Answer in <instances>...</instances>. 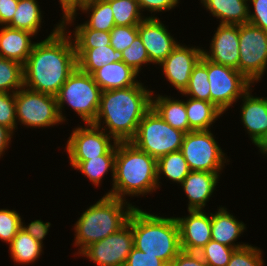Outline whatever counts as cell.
<instances>
[{"instance_id":"1","label":"cell","mask_w":267,"mask_h":266,"mask_svg":"<svg viewBox=\"0 0 267 266\" xmlns=\"http://www.w3.org/2000/svg\"><path fill=\"white\" fill-rule=\"evenodd\" d=\"M68 32L60 21L46 39L33 45L23 65L25 88L54 96L59 93L77 67L73 37Z\"/></svg>"},{"instance_id":"48","label":"cell","mask_w":267,"mask_h":266,"mask_svg":"<svg viewBox=\"0 0 267 266\" xmlns=\"http://www.w3.org/2000/svg\"><path fill=\"white\" fill-rule=\"evenodd\" d=\"M12 134H14L10 129L5 126L0 125V157L5 149L8 148L9 143H11Z\"/></svg>"},{"instance_id":"14","label":"cell","mask_w":267,"mask_h":266,"mask_svg":"<svg viewBox=\"0 0 267 266\" xmlns=\"http://www.w3.org/2000/svg\"><path fill=\"white\" fill-rule=\"evenodd\" d=\"M180 43L160 63L169 83L182 93L188 86L193 67L202 57L203 49L185 47Z\"/></svg>"},{"instance_id":"23","label":"cell","mask_w":267,"mask_h":266,"mask_svg":"<svg viewBox=\"0 0 267 266\" xmlns=\"http://www.w3.org/2000/svg\"><path fill=\"white\" fill-rule=\"evenodd\" d=\"M139 73L123 61L103 65L91 75L102 91L122 89L139 83L136 80Z\"/></svg>"},{"instance_id":"29","label":"cell","mask_w":267,"mask_h":266,"mask_svg":"<svg viewBox=\"0 0 267 266\" xmlns=\"http://www.w3.org/2000/svg\"><path fill=\"white\" fill-rule=\"evenodd\" d=\"M43 245L21 228L9 244L11 258L18 264L34 263L42 255Z\"/></svg>"},{"instance_id":"50","label":"cell","mask_w":267,"mask_h":266,"mask_svg":"<svg viewBox=\"0 0 267 266\" xmlns=\"http://www.w3.org/2000/svg\"><path fill=\"white\" fill-rule=\"evenodd\" d=\"M256 146L260 148L259 150L263 155L267 154V133L264 136V138Z\"/></svg>"},{"instance_id":"13","label":"cell","mask_w":267,"mask_h":266,"mask_svg":"<svg viewBox=\"0 0 267 266\" xmlns=\"http://www.w3.org/2000/svg\"><path fill=\"white\" fill-rule=\"evenodd\" d=\"M85 125L74 128L67 141L66 151L70 161H85L105 155L117 143L103 129L92 123Z\"/></svg>"},{"instance_id":"8","label":"cell","mask_w":267,"mask_h":266,"mask_svg":"<svg viewBox=\"0 0 267 266\" xmlns=\"http://www.w3.org/2000/svg\"><path fill=\"white\" fill-rule=\"evenodd\" d=\"M16 120L28 127H50L62 122L56 96L35 92L24 86L15 92Z\"/></svg>"},{"instance_id":"3","label":"cell","mask_w":267,"mask_h":266,"mask_svg":"<svg viewBox=\"0 0 267 266\" xmlns=\"http://www.w3.org/2000/svg\"><path fill=\"white\" fill-rule=\"evenodd\" d=\"M112 189L106 195L125 200V195H146L158 189L157 160L132 142H117Z\"/></svg>"},{"instance_id":"7","label":"cell","mask_w":267,"mask_h":266,"mask_svg":"<svg viewBox=\"0 0 267 266\" xmlns=\"http://www.w3.org/2000/svg\"><path fill=\"white\" fill-rule=\"evenodd\" d=\"M184 135V132L170 126L151 108L138 124L137 132L130 142L158 160L168 153L179 151Z\"/></svg>"},{"instance_id":"46","label":"cell","mask_w":267,"mask_h":266,"mask_svg":"<svg viewBox=\"0 0 267 266\" xmlns=\"http://www.w3.org/2000/svg\"><path fill=\"white\" fill-rule=\"evenodd\" d=\"M22 222V227L28 234L35 238L39 243H43L45 236L48 234L50 222H43L42 220H34L27 226Z\"/></svg>"},{"instance_id":"47","label":"cell","mask_w":267,"mask_h":266,"mask_svg":"<svg viewBox=\"0 0 267 266\" xmlns=\"http://www.w3.org/2000/svg\"><path fill=\"white\" fill-rule=\"evenodd\" d=\"M18 0H0V25L7 26L13 19Z\"/></svg>"},{"instance_id":"9","label":"cell","mask_w":267,"mask_h":266,"mask_svg":"<svg viewBox=\"0 0 267 266\" xmlns=\"http://www.w3.org/2000/svg\"><path fill=\"white\" fill-rule=\"evenodd\" d=\"M267 69V31L251 23L239 25L238 71L250 82H258Z\"/></svg>"},{"instance_id":"31","label":"cell","mask_w":267,"mask_h":266,"mask_svg":"<svg viewBox=\"0 0 267 266\" xmlns=\"http://www.w3.org/2000/svg\"><path fill=\"white\" fill-rule=\"evenodd\" d=\"M190 172L187 161L180 150L168 153L157 160L158 188L161 174H164L169 180L181 184Z\"/></svg>"},{"instance_id":"30","label":"cell","mask_w":267,"mask_h":266,"mask_svg":"<svg viewBox=\"0 0 267 266\" xmlns=\"http://www.w3.org/2000/svg\"><path fill=\"white\" fill-rule=\"evenodd\" d=\"M41 12L36 0H18L16 12L7 26L36 35L41 27L43 17Z\"/></svg>"},{"instance_id":"43","label":"cell","mask_w":267,"mask_h":266,"mask_svg":"<svg viewBox=\"0 0 267 266\" xmlns=\"http://www.w3.org/2000/svg\"><path fill=\"white\" fill-rule=\"evenodd\" d=\"M254 6V12L249 9L248 22L267 31V0H248Z\"/></svg>"},{"instance_id":"40","label":"cell","mask_w":267,"mask_h":266,"mask_svg":"<svg viewBox=\"0 0 267 266\" xmlns=\"http://www.w3.org/2000/svg\"><path fill=\"white\" fill-rule=\"evenodd\" d=\"M138 36V25L115 26L110 31V45L118 51L129 47Z\"/></svg>"},{"instance_id":"44","label":"cell","mask_w":267,"mask_h":266,"mask_svg":"<svg viewBox=\"0 0 267 266\" xmlns=\"http://www.w3.org/2000/svg\"><path fill=\"white\" fill-rule=\"evenodd\" d=\"M169 266H208L201 255L196 252L181 251Z\"/></svg>"},{"instance_id":"36","label":"cell","mask_w":267,"mask_h":266,"mask_svg":"<svg viewBox=\"0 0 267 266\" xmlns=\"http://www.w3.org/2000/svg\"><path fill=\"white\" fill-rule=\"evenodd\" d=\"M235 248L210 240L198 253L208 266H227Z\"/></svg>"},{"instance_id":"39","label":"cell","mask_w":267,"mask_h":266,"mask_svg":"<svg viewBox=\"0 0 267 266\" xmlns=\"http://www.w3.org/2000/svg\"><path fill=\"white\" fill-rule=\"evenodd\" d=\"M260 248L247 245L235 249L227 266H264Z\"/></svg>"},{"instance_id":"35","label":"cell","mask_w":267,"mask_h":266,"mask_svg":"<svg viewBox=\"0 0 267 266\" xmlns=\"http://www.w3.org/2000/svg\"><path fill=\"white\" fill-rule=\"evenodd\" d=\"M74 30L75 48H96L110 45V32L90 28H75Z\"/></svg>"},{"instance_id":"6","label":"cell","mask_w":267,"mask_h":266,"mask_svg":"<svg viewBox=\"0 0 267 266\" xmlns=\"http://www.w3.org/2000/svg\"><path fill=\"white\" fill-rule=\"evenodd\" d=\"M102 90L91 74L78 67L69 75L56 95L58 113L62 123L66 120L62 108L66 102L86 123H93L97 117Z\"/></svg>"},{"instance_id":"37","label":"cell","mask_w":267,"mask_h":266,"mask_svg":"<svg viewBox=\"0 0 267 266\" xmlns=\"http://www.w3.org/2000/svg\"><path fill=\"white\" fill-rule=\"evenodd\" d=\"M22 227V218L15 210L0 209V240L10 244Z\"/></svg>"},{"instance_id":"4","label":"cell","mask_w":267,"mask_h":266,"mask_svg":"<svg viewBox=\"0 0 267 266\" xmlns=\"http://www.w3.org/2000/svg\"><path fill=\"white\" fill-rule=\"evenodd\" d=\"M128 223L136 249L156 256L168 265L182 251L176 217H160L136 207Z\"/></svg>"},{"instance_id":"26","label":"cell","mask_w":267,"mask_h":266,"mask_svg":"<svg viewBox=\"0 0 267 266\" xmlns=\"http://www.w3.org/2000/svg\"><path fill=\"white\" fill-rule=\"evenodd\" d=\"M152 93V108L167 122L170 126L178 129L185 134L190 132L188 117L186 114L185 101L175 100L170 96L157 95L153 97Z\"/></svg>"},{"instance_id":"22","label":"cell","mask_w":267,"mask_h":266,"mask_svg":"<svg viewBox=\"0 0 267 266\" xmlns=\"http://www.w3.org/2000/svg\"><path fill=\"white\" fill-rule=\"evenodd\" d=\"M246 229L242 221H238L225 207H219L216 213H211V240L220 244L239 249L247 244H235L234 241Z\"/></svg>"},{"instance_id":"42","label":"cell","mask_w":267,"mask_h":266,"mask_svg":"<svg viewBox=\"0 0 267 266\" xmlns=\"http://www.w3.org/2000/svg\"><path fill=\"white\" fill-rule=\"evenodd\" d=\"M125 266H169L163 260L142 252L135 247L132 248L128 255Z\"/></svg>"},{"instance_id":"25","label":"cell","mask_w":267,"mask_h":266,"mask_svg":"<svg viewBox=\"0 0 267 266\" xmlns=\"http://www.w3.org/2000/svg\"><path fill=\"white\" fill-rule=\"evenodd\" d=\"M77 67L88 74L101 68L103 65L123 61L122 52L115 50L111 45L97 46L96 48H75Z\"/></svg>"},{"instance_id":"49","label":"cell","mask_w":267,"mask_h":266,"mask_svg":"<svg viewBox=\"0 0 267 266\" xmlns=\"http://www.w3.org/2000/svg\"><path fill=\"white\" fill-rule=\"evenodd\" d=\"M85 0H59L64 17L66 14L73 12Z\"/></svg>"},{"instance_id":"38","label":"cell","mask_w":267,"mask_h":266,"mask_svg":"<svg viewBox=\"0 0 267 266\" xmlns=\"http://www.w3.org/2000/svg\"><path fill=\"white\" fill-rule=\"evenodd\" d=\"M122 56L123 62L132 67L137 73L141 71L143 64L150 63L146 48L139 35L129 47L122 51Z\"/></svg>"},{"instance_id":"27","label":"cell","mask_w":267,"mask_h":266,"mask_svg":"<svg viewBox=\"0 0 267 266\" xmlns=\"http://www.w3.org/2000/svg\"><path fill=\"white\" fill-rule=\"evenodd\" d=\"M185 107L190 132L210 130V126L223 114L213 103L195 98H189Z\"/></svg>"},{"instance_id":"45","label":"cell","mask_w":267,"mask_h":266,"mask_svg":"<svg viewBox=\"0 0 267 266\" xmlns=\"http://www.w3.org/2000/svg\"><path fill=\"white\" fill-rule=\"evenodd\" d=\"M141 11L149 10L152 12L169 11L176 7L179 0H137Z\"/></svg>"},{"instance_id":"12","label":"cell","mask_w":267,"mask_h":266,"mask_svg":"<svg viewBox=\"0 0 267 266\" xmlns=\"http://www.w3.org/2000/svg\"><path fill=\"white\" fill-rule=\"evenodd\" d=\"M133 247L132 227L127 223L112 235L92 243L79 255L90 259L97 266H125Z\"/></svg>"},{"instance_id":"19","label":"cell","mask_w":267,"mask_h":266,"mask_svg":"<svg viewBox=\"0 0 267 266\" xmlns=\"http://www.w3.org/2000/svg\"><path fill=\"white\" fill-rule=\"evenodd\" d=\"M220 173L191 171L181 183L188 197V210H203L219 181Z\"/></svg>"},{"instance_id":"34","label":"cell","mask_w":267,"mask_h":266,"mask_svg":"<svg viewBox=\"0 0 267 266\" xmlns=\"http://www.w3.org/2000/svg\"><path fill=\"white\" fill-rule=\"evenodd\" d=\"M23 86V65L0 56V92L15 93Z\"/></svg>"},{"instance_id":"2","label":"cell","mask_w":267,"mask_h":266,"mask_svg":"<svg viewBox=\"0 0 267 266\" xmlns=\"http://www.w3.org/2000/svg\"><path fill=\"white\" fill-rule=\"evenodd\" d=\"M152 93L140 82L127 88L102 91L97 117L92 124L116 142L131 141L138 124L152 108ZM101 122L106 127L101 126Z\"/></svg>"},{"instance_id":"41","label":"cell","mask_w":267,"mask_h":266,"mask_svg":"<svg viewBox=\"0 0 267 266\" xmlns=\"http://www.w3.org/2000/svg\"><path fill=\"white\" fill-rule=\"evenodd\" d=\"M15 93L0 92V125L12 132L17 128Z\"/></svg>"},{"instance_id":"21","label":"cell","mask_w":267,"mask_h":266,"mask_svg":"<svg viewBox=\"0 0 267 266\" xmlns=\"http://www.w3.org/2000/svg\"><path fill=\"white\" fill-rule=\"evenodd\" d=\"M34 34L29 31L2 26L0 30V56L22 65L28 59L33 45Z\"/></svg>"},{"instance_id":"24","label":"cell","mask_w":267,"mask_h":266,"mask_svg":"<svg viewBox=\"0 0 267 266\" xmlns=\"http://www.w3.org/2000/svg\"><path fill=\"white\" fill-rule=\"evenodd\" d=\"M206 10L220 19V24L248 23V0H200Z\"/></svg>"},{"instance_id":"28","label":"cell","mask_w":267,"mask_h":266,"mask_svg":"<svg viewBox=\"0 0 267 266\" xmlns=\"http://www.w3.org/2000/svg\"><path fill=\"white\" fill-rule=\"evenodd\" d=\"M116 157V144L102 156H97L85 161H70L72 168L79 170L84 174L95 186H99L101 179L110 170L114 179Z\"/></svg>"},{"instance_id":"33","label":"cell","mask_w":267,"mask_h":266,"mask_svg":"<svg viewBox=\"0 0 267 266\" xmlns=\"http://www.w3.org/2000/svg\"><path fill=\"white\" fill-rule=\"evenodd\" d=\"M113 10L115 26L138 25L146 17L142 16L137 0H107ZM142 14V15H141Z\"/></svg>"},{"instance_id":"5","label":"cell","mask_w":267,"mask_h":266,"mask_svg":"<svg viewBox=\"0 0 267 266\" xmlns=\"http://www.w3.org/2000/svg\"><path fill=\"white\" fill-rule=\"evenodd\" d=\"M128 201L104 195L95 204L90 205L75 223V246L80 254L92 243L101 241L124 227L132 211L136 208ZM126 205V206H125Z\"/></svg>"},{"instance_id":"17","label":"cell","mask_w":267,"mask_h":266,"mask_svg":"<svg viewBox=\"0 0 267 266\" xmlns=\"http://www.w3.org/2000/svg\"><path fill=\"white\" fill-rule=\"evenodd\" d=\"M188 216L177 217L181 249L198 253L211 240V213L188 210Z\"/></svg>"},{"instance_id":"16","label":"cell","mask_w":267,"mask_h":266,"mask_svg":"<svg viewBox=\"0 0 267 266\" xmlns=\"http://www.w3.org/2000/svg\"><path fill=\"white\" fill-rule=\"evenodd\" d=\"M209 48L210 52L202 51L205 58L238 70L239 25L219 24Z\"/></svg>"},{"instance_id":"11","label":"cell","mask_w":267,"mask_h":266,"mask_svg":"<svg viewBox=\"0 0 267 266\" xmlns=\"http://www.w3.org/2000/svg\"><path fill=\"white\" fill-rule=\"evenodd\" d=\"M208 80L211 103L223 113L241 99L250 89V82L242 73L232 67L208 60Z\"/></svg>"},{"instance_id":"32","label":"cell","mask_w":267,"mask_h":266,"mask_svg":"<svg viewBox=\"0 0 267 266\" xmlns=\"http://www.w3.org/2000/svg\"><path fill=\"white\" fill-rule=\"evenodd\" d=\"M190 98L211 102L210 83L208 80V59L203 55L193 67L188 86L181 93Z\"/></svg>"},{"instance_id":"20","label":"cell","mask_w":267,"mask_h":266,"mask_svg":"<svg viewBox=\"0 0 267 266\" xmlns=\"http://www.w3.org/2000/svg\"><path fill=\"white\" fill-rule=\"evenodd\" d=\"M77 10H81L83 13L89 12L90 15L88 17L90 18L83 24L75 26L76 28H90L93 30L110 32L115 27L113 10L107 0H85L73 12L66 14L62 18L63 27L74 22L73 20H75L77 16Z\"/></svg>"},{"instance_id":"10","label":"cell","mask_w":267,"mask_h":266,"mask_svg":"<svg viewBox=\"0 0 267 266\" xmlns=\"http://www.w3.org/2000/svg\"><path fill=\"white\" fill-rule=\"evenodd\" d=\"M217 143L210 130L184 135L180 151L191 171L219 173L223 169L227 158Z\"/></svg>"},{"instance_id":"15","label":"cell","mask_w":267,"mask_h":266,"mask_svg":"<svg viewBox=\"0 0 267 266\" xmlns=\"http://www.w3.org/2000/svg\"><path fill=\"white\" fill-rule=\"evenodd\" d=\"M138 35L153 64L159 65L179 44L162 21L154 16H147L138 24Z\"/></svg>"},{"instance_id":"18","label":"cell","mask_w":267,"mask_h":266,"mask_svg":"<svg viewBox=\"0 0 267 266\" xmlns=\"http://www.w3.org/2000/svg\"><path fill=\"white\" fill-rule=\"evenodd\" d=\"M250 90L242 97L241 122L257 145L267 133V98L254 97Z\"/></svg>"}]
</instances>
